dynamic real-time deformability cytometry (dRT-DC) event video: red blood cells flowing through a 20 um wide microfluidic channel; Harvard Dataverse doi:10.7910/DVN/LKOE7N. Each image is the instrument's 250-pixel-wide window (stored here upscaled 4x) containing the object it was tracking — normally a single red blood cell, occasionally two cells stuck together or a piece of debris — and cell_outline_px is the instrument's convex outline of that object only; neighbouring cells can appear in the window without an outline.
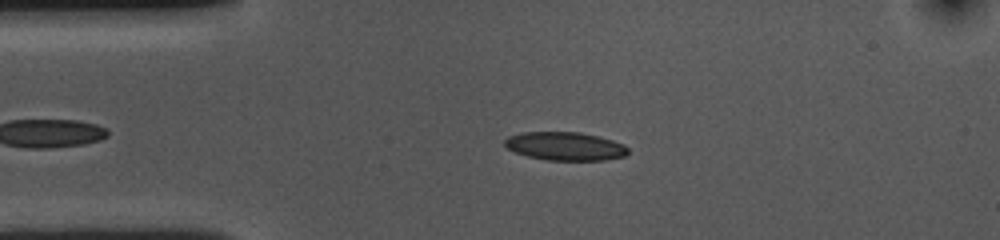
{"species": "common noctule bat (a hibernating species)", "species_latin": "Nyctalus noctula", "temperature_condition": "cold", "stored_images_in_passage": 49, "camera_frame_rate_fps": 3000, "um_per_image_px": 0.085, "animal": {"sex": "female", "body_mass_g": 10.0, "forearm_length_mm": 53.1}, "frame": {"image": 1, "passage_image": 10, "time_ms": 3.0, "image_size_px": [1000, 240], "cell_outline_px": [[628, 152], [624, 156], [604, 160], [548, 160], [528, 156], [516, 152], [508, 148], [504, 144], [504, 140], [508, 136], [520, 132], [580, 132], [612, 140], [624, 144], [628, 148]], "centroid_in_image_um": [48.03, 12.42], "position_along_channel_um": 37.0, "area_um2": 20.29}}
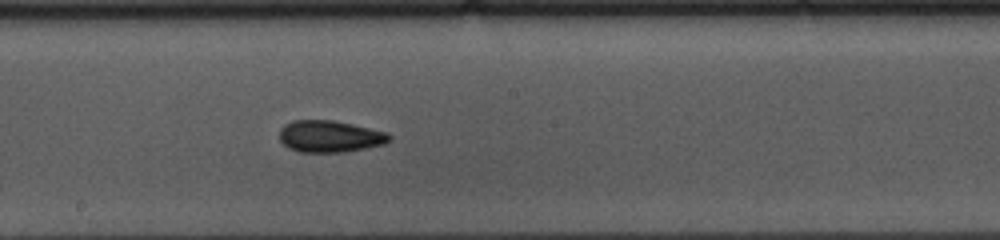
{"frame": {"image": 2, "passage_image": 27, "time_ms": 8.667, "image_size_px": [1000, 240], "cell_outline_px": [[392, 136], [384, 144], [344, 152], [300, 152], [288, 148], [280, 140], [280, 128], [284, 124], [292, 120], [332, 120], [352, 124], [388, 132]], "centroid_in_image_um": [28.01, 11.58], "position_along_channel_um": 220.2, "area_um2": 20.35}}
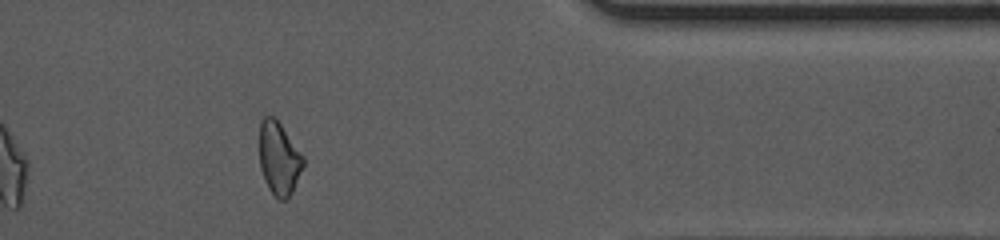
{"frame": {"image": 3, "passage_image": 43, "time_ms": 14.0, "image_size_px": [1000, 240], "cell_outline_px": [[304, 164], [288, 196], [284, 200], [280, 200], [268, 188], [264, 180], [260, 168], [260, 120], [264, 116], [272, 116], [280, 124], [304, 156]], "centroid_in_image_um": [23.69, 13.43], "position_along_channel_um": 387.7, "area_um2": 18.15}, "authors_computed_cell_mechanics": {"area_um2": 20.0566, "velocity_mm_per_s": 3.6141, "shape_relaxation_time_tau1_ms": 7.6525, "shape_relaxation_time_tau2_ms": 2.9721, "deformation_change_tau1": 0.1393, "deformation_change_tau2": 0.0823}}